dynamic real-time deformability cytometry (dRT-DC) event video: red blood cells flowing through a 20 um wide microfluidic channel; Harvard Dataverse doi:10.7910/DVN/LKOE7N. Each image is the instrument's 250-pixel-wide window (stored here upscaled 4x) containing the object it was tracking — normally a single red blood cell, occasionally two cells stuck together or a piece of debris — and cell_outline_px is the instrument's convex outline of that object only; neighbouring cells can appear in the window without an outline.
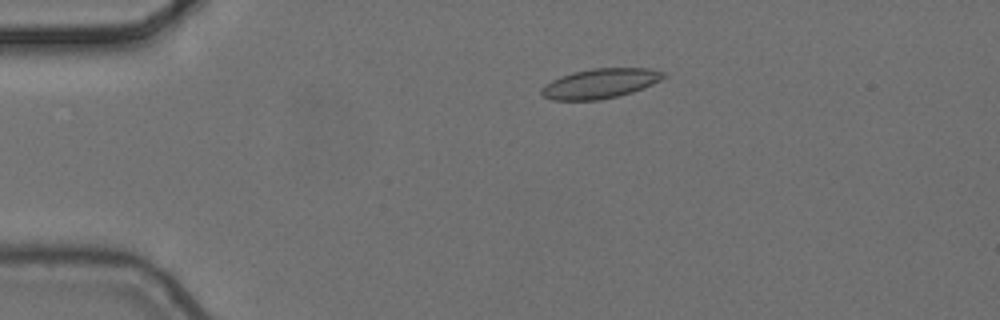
{"species": "common noctule bat (a hibernating species)", "species_latin": "Nyctalus noctula", "temperature_condition": "cold", "stored_images_in_passage": 5, "camera_frame_rate_fps": 3000, "um_per_image_px": 0.085, "animal": {"sex": "female", "body_mass_g": 24.6, "forearm_length_mm": 56.2}, "frame": {"image": 1, "passage_image": 4, "time_ms": 1.0, "image_size_px": [1000, 320], "cell_outline_px": [[668, 76], [644, 88], [632, 92], [600, 100], [552, 100], [544, 96], [540, 92], [540, 88], [544, 84], [560, 76], [572, 72], [592, 68], [648, 68], [664, 72]], "centroid_in_image_um": [51.0, 7.09], "position_along_channel_um": 34.0, "area_um2": 21.27}}